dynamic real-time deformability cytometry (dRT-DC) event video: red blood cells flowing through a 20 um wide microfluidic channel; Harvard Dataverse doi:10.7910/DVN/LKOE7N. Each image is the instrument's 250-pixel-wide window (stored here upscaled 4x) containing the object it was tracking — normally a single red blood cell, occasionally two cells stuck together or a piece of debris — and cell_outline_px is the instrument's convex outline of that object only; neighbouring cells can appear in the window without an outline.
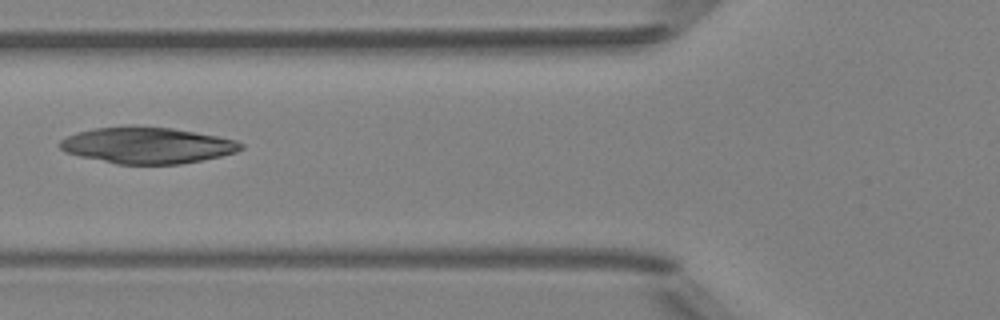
{"species": "Egyptian fruit bat (a non-hibernating species)", "species_latin": "Rousettus aegyptiacus", "temperature_condition": "room temperature", "stored_images_in_passage": 6, "camera_frame_rate_fps": 3000, "um_per_image_px": 0.085, "animal": {"sex": "female"}, "frame": {"image": 1, "passage_image": 6, "time_ms": 5.667, "image_size_px": [1000, 320], "cell_outline_px": [[244, 148], [236, 152], [220, 156], [180, 164], [116, 164], [80, 156], [64, 152], [60, 148], [60, 140], [76, 132], [96, 128], [128, 124], [172, 128], [196, 132], [236, 140], [244, 144]], "centroid_in_image_um": [12.49, 12.33], "position_along_channel_um": 113.3, "area_um2": 38.55}}